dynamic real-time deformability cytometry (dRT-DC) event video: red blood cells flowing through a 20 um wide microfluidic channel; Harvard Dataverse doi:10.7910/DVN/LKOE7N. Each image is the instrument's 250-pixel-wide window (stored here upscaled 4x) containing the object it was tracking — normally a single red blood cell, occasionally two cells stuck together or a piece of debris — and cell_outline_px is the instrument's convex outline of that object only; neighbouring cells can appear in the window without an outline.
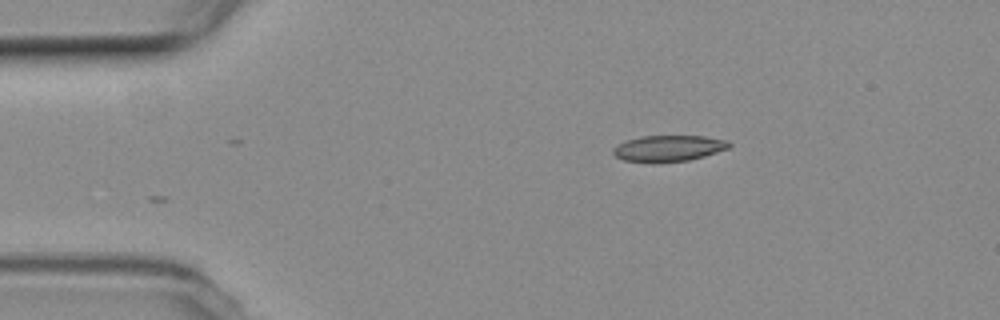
{"species": "common noctule bat (a hibernating species)", "species_latin": "Nyctalus noctula", "temperature_condition": "room temperature", "stored_images_in_passage": 36, "camera_frame_rate_fps": 3000, "um_per_image_px": 0.085, "animal": {"sex": "female", "body_mass_g": 19.3, "forearm_length_mm": 54.1}, "frame": {"image": 1, "passage_image": 1, "time_ms": 0.0, "image_size_px": [1000, 320], "cell_outline_px": [[732, 144], [728, 148], [704, 156], [688, 160], [656, 164], [624, 160], [616, 156], [612, 152], [612, 148], [624, 140], [640, 136], [704, 136], [728, 140]], "centroid_in_image_um": [56.79, 12.62], "position_along_channel_um": 28.2, "area_um2": 17.98}}
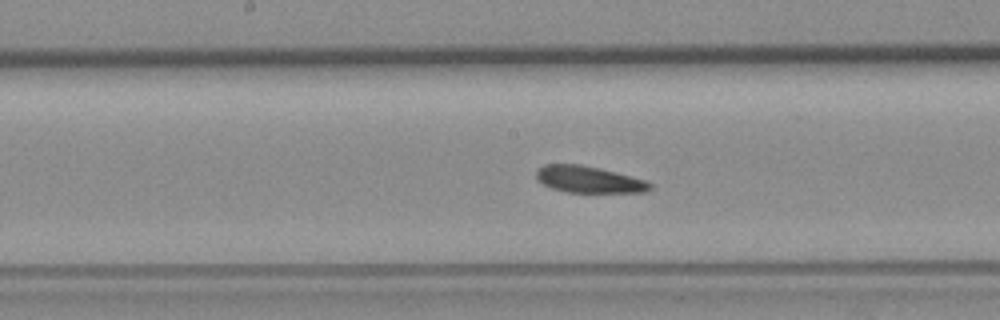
{"frame": {"image": 2, "passage_image": 19, "time_ms": 6.0, "image_size_px": [1000, 320], "cell_outline_px": [[652, 188], [644, 192], [568, 192], [552, 188], [536, 180], [536, 168], [544, 164], [580, 164], [600, 168], [616, 172], [644, 180], [652, 184]], "centroid_in_image_um": [50.0, 15.24], "position_along_channel_um": 198.2, "area_um2": 17.63}}
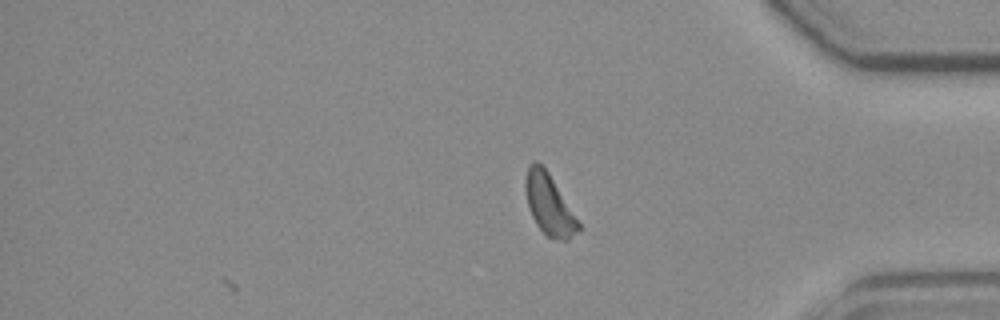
{"frame": {"image": 3, "passage_image": 36, "time_ms": 11.667, "image_size_px": [1000, 320], "cell_outline_px": [[580, 228], [568, 240], [560, 240], [548, 236], [536, 224], [528, 208], [524, 188], [524, 180], [528, 168], [536, 160], [548, 172], [580, 224]], "centroid_in_image_um": [46.64, 17.39], "position_along_channel_um": 388.6, "area_um2": 18.26}, "authors_computed_cell_mechanics": {"area_um2": 18.2648, "velocity_mm_per_s": 3.7554, "shape_relaxation_time_tau1_ms": 5.2695, "shape_relaxation_time_tau2_ms": null, "deformation_change_tau1": 0.1026, "deformation_change_tau2": null}}